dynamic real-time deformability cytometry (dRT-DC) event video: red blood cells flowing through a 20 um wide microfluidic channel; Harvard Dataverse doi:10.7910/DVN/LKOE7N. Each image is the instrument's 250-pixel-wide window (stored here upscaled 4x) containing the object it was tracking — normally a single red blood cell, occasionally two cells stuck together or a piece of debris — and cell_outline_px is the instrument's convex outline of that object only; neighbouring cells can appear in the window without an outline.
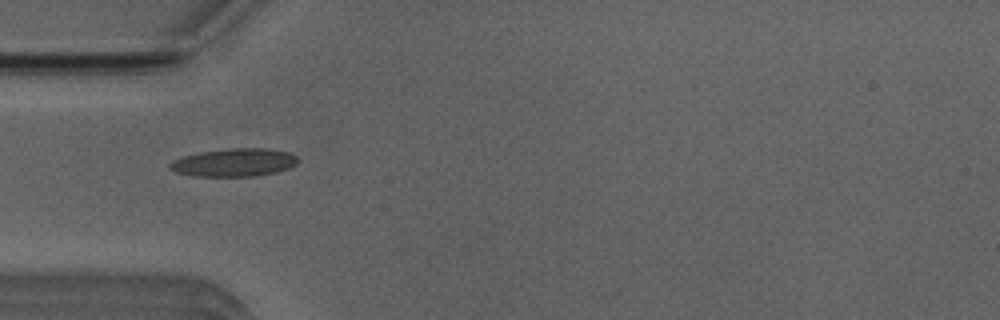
{"species": "Egyptian fruit bat (a non-hibernating species)", "species_latin": "Rousettus aegyptiacus", "temperature_condition": "room temperature", "stored_images_in_passage": 4, "camera_frame_rate_fps": 3000, "um_per_image_px": 0.085, "animal": {"sex": "male"}, "frame": {"image": 1, "passage_image": 1, "time_ms": 0.0, "image_size_px": [1000, 320], "cell_outline_px": [[300, 160], [296, 164], [288, 168], [276, 172], [256, 176], [192, 176], [176, 172], [168, 168], [168, 164], [172, 160], [184, 156], [200, 152], [228, 148], [268, 148], [288, 152], [296, 156]], "centroid_in_image_um": [19.89, 13.81], "position_along_channel_um": 65.1, "area_um2": 21.04}}
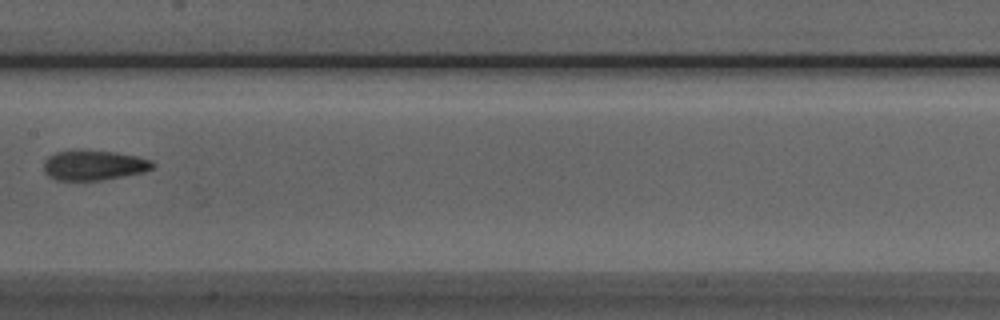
{"frame": {"image": 2, "passage_image": 4, "time_ms": 3.333, "image_size_px": [1000, 320], "cell_outline_px": [[156, 164], [152, 168], [144, 172], [100, 180], [56, 180], [48, 176], [44, 172], [44, 160], [48, 156], [56, 152], [76, 148], [80, 148], [116, 152], [136, 156], [152, 160]], "centroid_in_image_um": [7.94, 14.01], "position_along_channel_um": 199.5, "area_um2": 19.48}}